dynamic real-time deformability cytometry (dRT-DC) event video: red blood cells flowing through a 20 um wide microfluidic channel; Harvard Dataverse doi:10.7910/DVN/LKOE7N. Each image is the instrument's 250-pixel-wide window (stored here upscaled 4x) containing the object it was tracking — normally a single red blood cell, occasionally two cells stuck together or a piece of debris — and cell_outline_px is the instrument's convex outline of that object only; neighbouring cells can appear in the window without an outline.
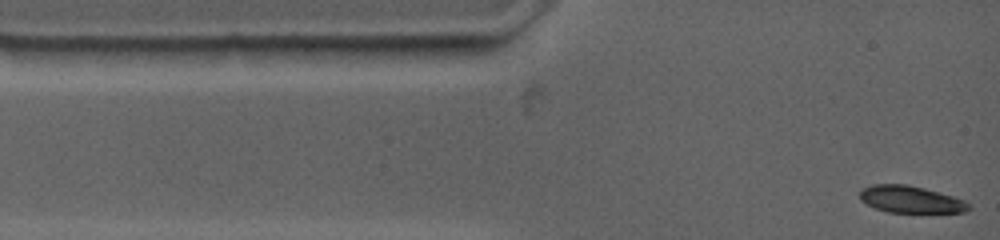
{"species": "common noctule bat (a hibernating species)", "species_latin": "Nyctalus noctula", "temperature_condition": "warm", "stored_images_in_passage": 34, "camera_frame_rate_fps": 4500, "um_per_image_px": 0.085, "animal": {"sex": "female", "body_mass_g": 19.0, "forearm_length_mm": 53.3}, "frame": {"image": 1, "passage_image": 1, "time_ms": 0.0, "image_size_px": [1000, 240], "cell_outline_px": [[972, 208], [968, 212], [920, 216], [888, 212], [876, 208], [860, 200], [860, 192], [864, 188], [876, 184], [904, 184], [924, 188], [952, 196], [964, 200]], "centroid_in_image_um": [77.51, 17.03], "position_along_channel_um": 7.5, "area_um2": 18.03}}
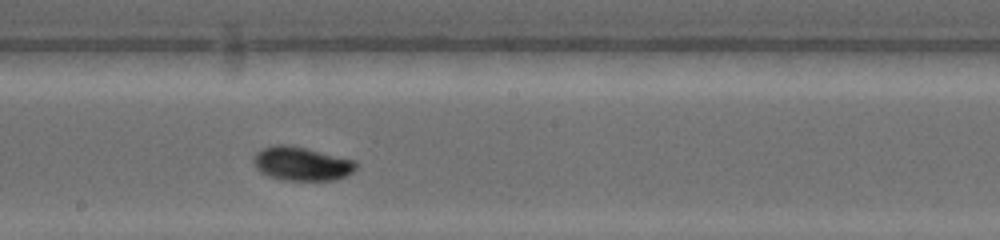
{"frame": {"image": 2, "passage_image": 20, "time_ms": 6.889, "image_size_px": [1000, 240], "cell_outline_px": [[356, 168], [352, 172], [344, 176], [332, 180], [284, 180], [268, 176], [260, 172], [256, 168], [252, 160], [252, 156], [260, 148], [276, 144], [288, 144], [356, 160]], "centroid_in_image_um": [25.58, 13.9], "position_along_channel_um": 222.6, "area_um2": 20.29}}
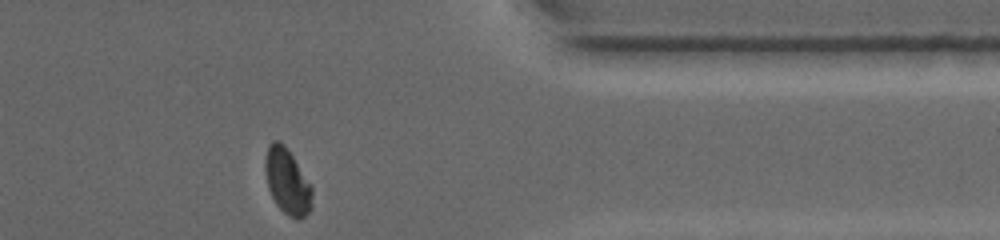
{"frame": {"image": 3, "passage_image": 34, "time_ms": 11.778, "image_size_px": [1000, 240], "cell_outline_px": [[312, 208], [300, 220], [296, 220], [288, 216], [276, 204], [268, 188], [264, 168], [264, 160], [268, 144], [272, 140], [280, 140], [284, 144], [312, 184]], "centroid_in_image_um": [24.42, 15.41], "position_along_channel_um": 387.0, "area_um2": 18.32}, "authors_computed_cell_mechanics": {"area_um2": 19.4208, "velocity_mm_per_s": 3.71, "shape_relaxation_time_tau1_ms": 3.585, "shape_relaxation_time_tau2_ms": null, "deformation_change_tau1": 0.1454, "deformation_change_tau2": null}}